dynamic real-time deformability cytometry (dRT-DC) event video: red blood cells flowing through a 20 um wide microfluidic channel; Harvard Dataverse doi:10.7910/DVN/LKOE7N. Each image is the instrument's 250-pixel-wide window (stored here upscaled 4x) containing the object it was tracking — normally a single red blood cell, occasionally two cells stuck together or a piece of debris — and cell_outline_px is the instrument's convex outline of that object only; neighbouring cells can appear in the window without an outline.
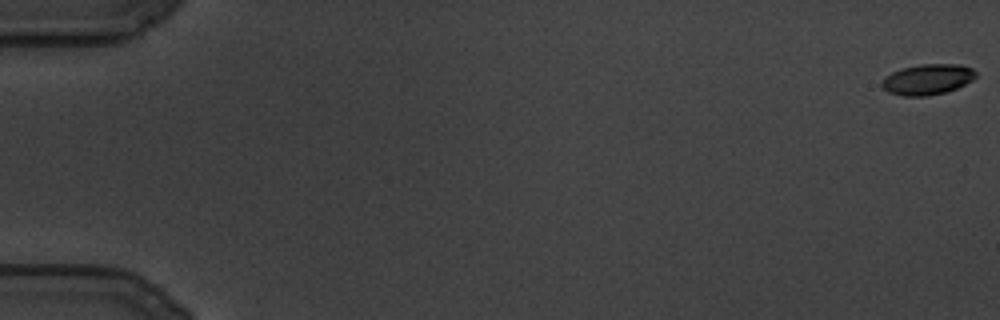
{"species": "common noctule bat (a hibernating species)", "species_latin": "Nyctalus noctula", "temperature_condition": "cold", "stored_images_in_passage": 115, "camera_frame_rate_fps": 3000, "um_per_image_px": 0.085, "animal": {"sex": "male", "body_mass_g": 19.5, "forearm_length_mm": 54.6}, "frame": {"image": 1, "passage_image": 1, "time_ms": 0.0, "image_size_px": [1000, 320], "cell_outline_px": [[976, 76], [972, 80], [956, 88], [944, 92], [928, 96], [904, 96], [888, 92], [880, 84], [880, 80], [884, 76], [892, 72], [904, 68], [920, 64], [960, 64], [972, 68], [976, 72]], "centroid_in_image_um": [78.81, 6.74], "position_along_channel_um": 6.2, "area_um2": 16.76}}
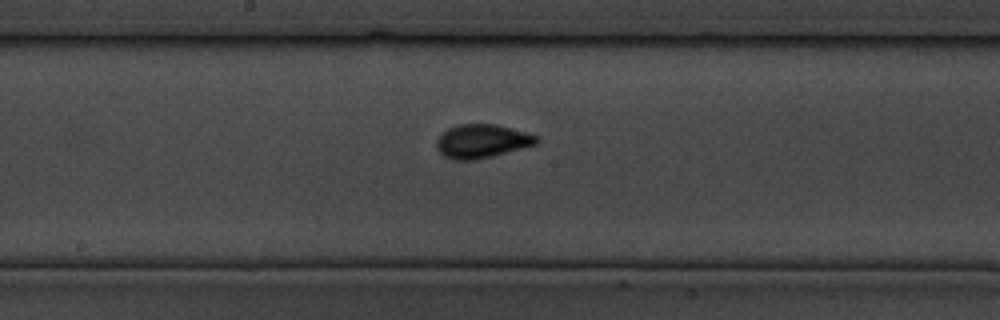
{"frame": {"image": 2, "passage_image": 66, "time_ms": 21.667, "image_size_px": [1000, 320], "cell_outline_px": [[540, 140], [536, 144], [492, 156], [476, 160], [456, 160], [444, 156], [436, 148], [436, 140], [448, 128], [460, 124], [496, 124], [524, 132], [536, 136]], "centroid_in_image_um": [40.93, 12.0], "position_along_channel_um": 207.3, "area_um2": 19.36}}
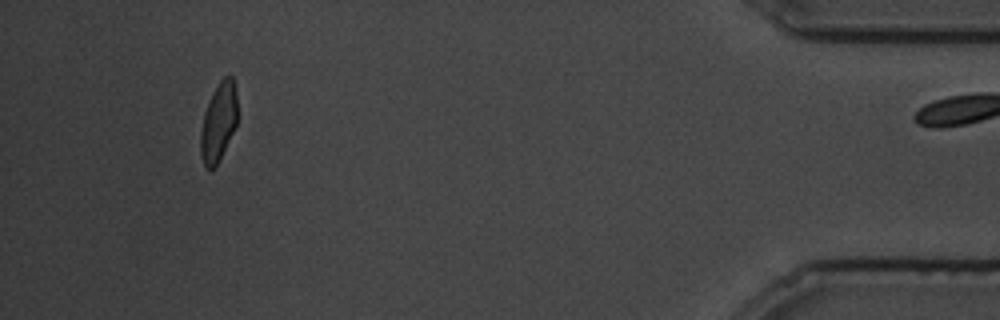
{"frame": {"image": 3, "passage_image": 114, "time_ms": 37.667, "image_size_px": [1000, 320], "cell_outline_px": [[236, 124], [220, 160], [216, 168], [208, 168], [204, 164], [200, 152], [200, 132], [204, 112], [208, 100], [212, 92], [220, 80], [224, 76], [232, 76], [236, 92]], "centroid_in_image_um": [18.55, 10.37], "position_along_channel_um": 416.6, "area_um2": 16.82}}